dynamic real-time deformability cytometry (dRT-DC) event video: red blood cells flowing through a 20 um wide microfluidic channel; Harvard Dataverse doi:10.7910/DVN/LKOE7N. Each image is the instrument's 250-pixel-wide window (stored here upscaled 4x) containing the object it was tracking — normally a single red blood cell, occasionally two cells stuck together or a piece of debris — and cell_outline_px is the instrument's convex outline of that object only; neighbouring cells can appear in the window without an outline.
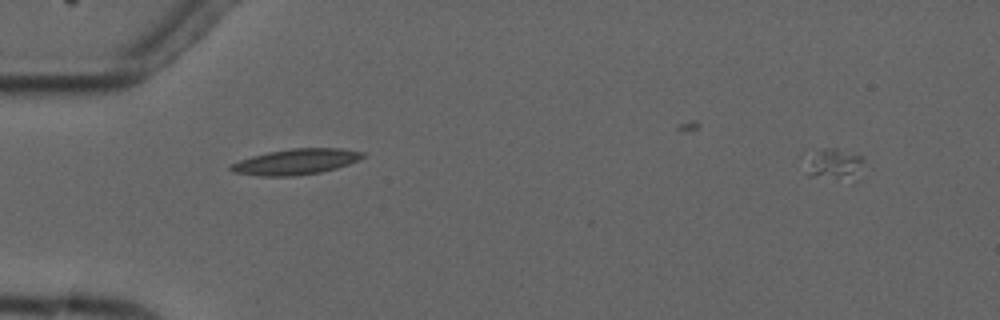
{"species": "common noctule bat (a hibernating species)", "species_latin": "Nyctalus noctula", "temperature_condition": "cold", "stored_images_in_passage": 5, "camera_frame_rate_fps": 3000, "um_per_image_px": 0.085, "animal": {"sex": "male", "forearm_length_mm": 52.5}, "frame": {"image": 1, "passage_image": 1, "time_ms": 0.0, "image_size_px": [1000, 320], "cell_outline_px": [[864, 164], [856, 180], [852, 184], [808, 176], [796, 156], [824, 148], [836, 148], [864, 156]], "centroid_in_image_um": [70.77, 14.0], "position_along_channel_um": 14.2, "area_um2": 12.48}}
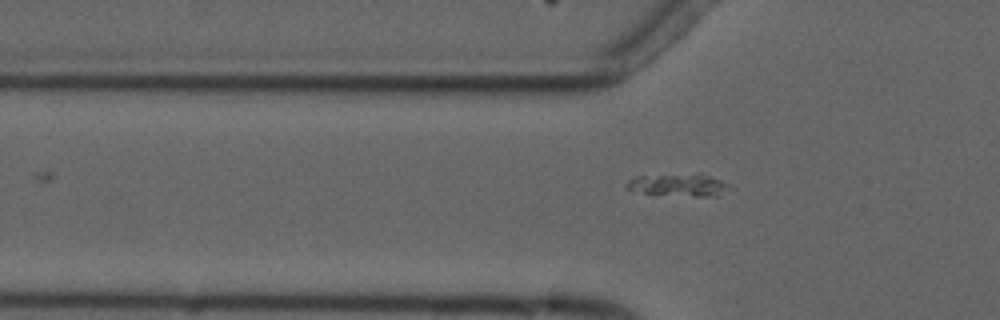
{"frame": {"image": 2, "passage_image": 5, "time_ms": 4.667, "image_size_px": [1000, 320], "cell_outline_px": [[728, 184], [716, 196], [692, 196], [644, 192], [628, 188], [628, 180], [636, 176], [700, 172], [720, 180]], "centroid_in_image_um": [57.67, 15.67], "position_along_channel_um": 68.1, "area_um2": 13.01}}